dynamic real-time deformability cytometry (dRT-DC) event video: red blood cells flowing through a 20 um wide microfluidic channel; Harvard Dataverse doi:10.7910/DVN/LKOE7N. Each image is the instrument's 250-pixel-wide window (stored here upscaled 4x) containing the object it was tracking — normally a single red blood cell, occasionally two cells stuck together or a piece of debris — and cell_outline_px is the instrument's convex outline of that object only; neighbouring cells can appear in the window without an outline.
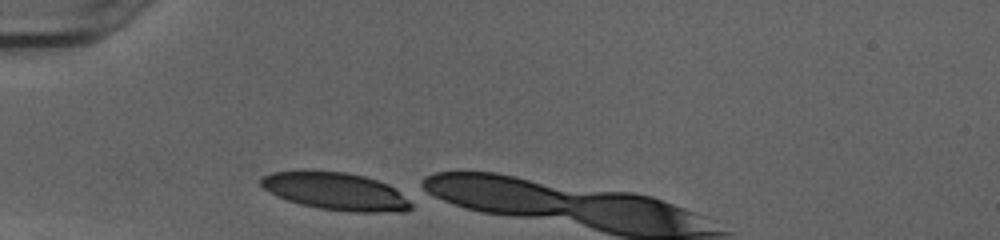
{"species": "human", "species_latin": "Homo sapiens", "temperature_condition": "cold", "stored_images_in_passage": 5, "camera_frame_rate_fps": 3000, "um_per_image_px": 0.085, "donor": {"sex": "female"}, "frame": {"image": 1, "passage_image": 1, "time_ms": 0.0, "image_size_px": [1000, 240], "cell_outline_px": [[412, 208], [404, 212], [348, 212], [320, 208], [300, 204], [276, 196], [264, 188], [260, 184], [260, 180], [264, 176], [272, 172], [344, 172], [364, 176], [388, 184], [408, 200], [412, 204]], "centroid_in_image_um": [28.56, 16.29], "position_along_channel_um": 56.4, "area_um2": 32.25}}